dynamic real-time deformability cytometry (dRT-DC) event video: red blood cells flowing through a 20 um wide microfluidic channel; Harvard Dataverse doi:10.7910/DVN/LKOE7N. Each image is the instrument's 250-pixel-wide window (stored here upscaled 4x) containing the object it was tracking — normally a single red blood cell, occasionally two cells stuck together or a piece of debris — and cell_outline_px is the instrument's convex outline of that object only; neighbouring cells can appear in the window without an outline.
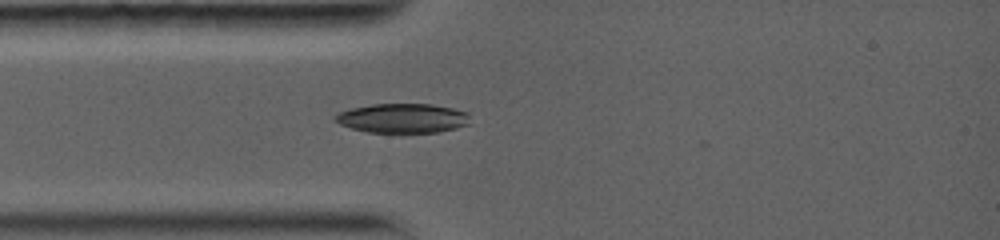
{"species": "common noctule bat (a hibernating species)", "species_latin": "Nyctalus noctula", "temperature_condition": "warm", "stored_images_in_passage": 3, "camera_frame_rate_fps": 5000, "um_per_image_px": 0.085, "animal": {"sex": "female", "body_mass_g": 19.0, "forearm_length_mm": 56.7}, "frame": {"image": 1, "passage_image": 3, "time_ms": 2.0, "image_size_px": [1000, 240], "cell_outline_px": [[468, 124], [456, 128], [440, 132], [368, 132], [352, 128], [340, 124], [332, 116], [340, 112], [352, 108], [372, 104], [432, 104], [452, 108], [468, 112]], "centroid_in_image_um": [34.23, 10.04], "position_along_channel_um": 50.8, "area_um2": 22.95}}